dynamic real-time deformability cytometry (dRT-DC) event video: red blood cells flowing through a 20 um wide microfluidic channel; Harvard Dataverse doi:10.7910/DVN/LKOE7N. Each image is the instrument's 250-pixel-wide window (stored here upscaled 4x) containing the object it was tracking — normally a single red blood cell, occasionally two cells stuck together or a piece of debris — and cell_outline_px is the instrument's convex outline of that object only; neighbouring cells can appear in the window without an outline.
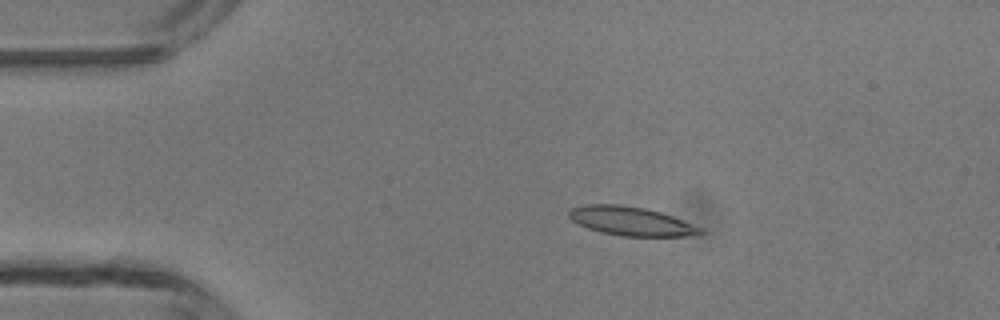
{"species": "common noctule bat (a hibernating species)", "species_latin": "Nyctalus noctula", "temperature_condition": "room temperature", "stored_images_in_passage": 3, "camera_frame_rate_fps": 3000, "um_per_image_px": 0.085, "animal": {"sex": "male", "body_mass_g": 13.3}, "frame": {"image": 1, "passage_image": 2, "time_ms": 1.333, "image_size_px": [1000, 320], "cell_outline_px": [[704, 232], [684, 236], [620, 236], [600, 232], [588, 228], [572, 220], [568, 216], [568, 212], [572, 208], [584, 204], [620, 204], [644, 208], [660, 212], [672, 216], [704, 228]], "centroid_in_image_um": [53.62, 18.79], "position_along_channel_um": 31.4, "area_um2": 22.02}}